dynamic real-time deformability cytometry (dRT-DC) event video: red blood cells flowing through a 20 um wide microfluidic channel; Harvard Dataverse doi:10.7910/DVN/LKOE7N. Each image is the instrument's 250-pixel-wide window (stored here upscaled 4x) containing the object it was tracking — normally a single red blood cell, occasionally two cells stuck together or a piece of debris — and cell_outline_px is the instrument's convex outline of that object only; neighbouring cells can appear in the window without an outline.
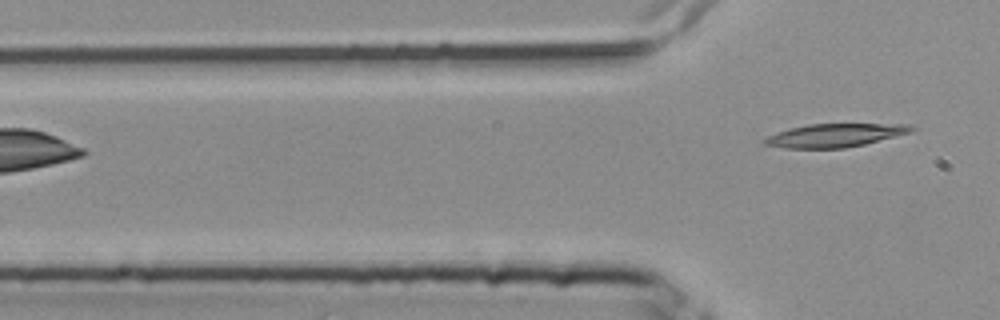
{"species": "common noctule bat (a hibernating species)", "species_latin": "Nyctalus noctula", "temperature_condition": "room temperature", "stored_images_in_passage": 3, "camera_frame_rate_fps": 3000, "um_per_image_px": 0.085, "animal": {"sex": "female", "body_mass_g": 25.1}, "frame": {"image": 1, "passage_image": 3, "time_ms": 0.667, "image_size_px": [1000, 320], "cell_outline_px": [[920, 128], [912, 132], [864, 144], [844, 148], [784, 148], [764, 144], [760, 140], [776, 132], [808, 124], [912, 124]], "centroid_in_image_um": [71.01, 11.5], "position_along_channel_um": 54.8, "area_um2": 20.06}}